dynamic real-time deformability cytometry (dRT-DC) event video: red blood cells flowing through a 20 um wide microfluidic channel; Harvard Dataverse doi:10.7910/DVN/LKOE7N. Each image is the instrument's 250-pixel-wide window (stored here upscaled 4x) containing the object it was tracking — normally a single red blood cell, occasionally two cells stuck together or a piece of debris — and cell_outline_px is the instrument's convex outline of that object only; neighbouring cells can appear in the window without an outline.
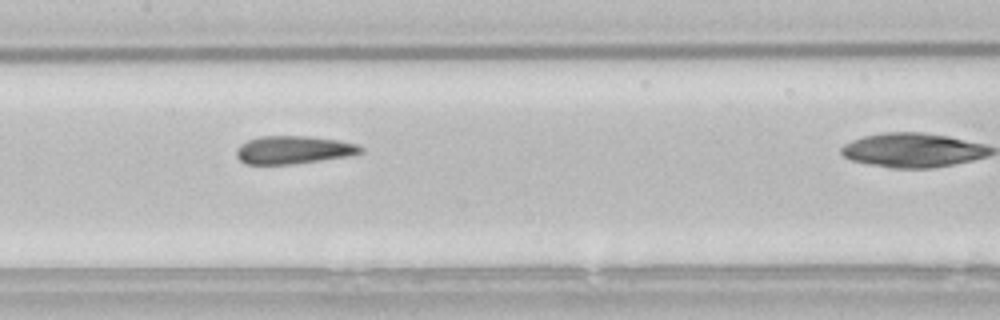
{"species": "common noctule bat (a hibernating species)", "species_latin": "Nyctalus noctula", "temperature_condition": "room temperature", "stored_images_in_passage": 30, "camera_frame_rate_fps": 3000, "um_per_image_px": 0.085, "animal": {"sex": "male", "body_mass_g": 21.5, "forearm_length_mm": 52.0}, "frame": {"image": 1, "passage_image": 13, "time_ms": 4.0, "image_size_px": [1000, 320], "cell_outline_px": [[364, 152], [352, 156], [292, 164], [244, 164], [236, 156], [236, 152], [240, 144], [248, 140], [260, 136], [308, 136], [340, 140], [356, 144], [364, 148]], "centroid_in_image_um": [24.98, 12.74], "position_along_channel_um": 182.4, "area_um2": 20.46}}